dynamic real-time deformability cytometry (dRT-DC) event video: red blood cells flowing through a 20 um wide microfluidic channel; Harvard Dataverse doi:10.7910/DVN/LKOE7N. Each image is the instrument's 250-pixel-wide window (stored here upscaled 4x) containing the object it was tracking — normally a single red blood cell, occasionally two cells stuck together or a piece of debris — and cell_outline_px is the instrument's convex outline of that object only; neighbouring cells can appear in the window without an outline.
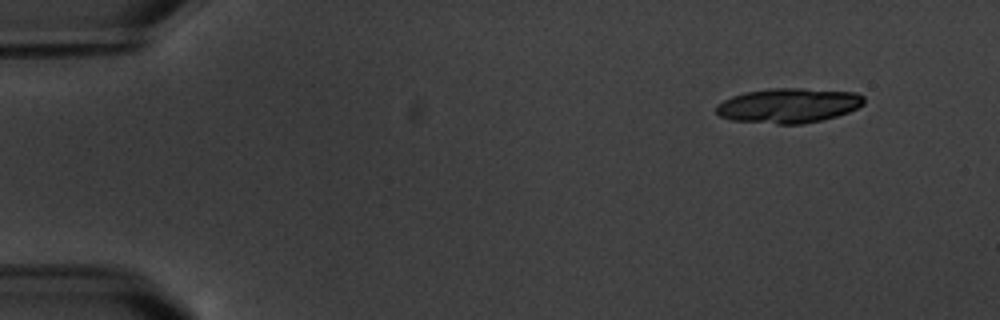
{"species": "common noctule bat (a hibernating species)", "species_latin": "Nyctalus noctula", "temperature_condition": "warm", "stored_images_in_passage": 4, "camera_frame_rate_fps": 3000, "um_per_image_px": 0.085, "animal": {"sex": "male", "body_mass_g": 20.1, "forearm_length_mm": 53.5}, "frame": {"image": 1, "passage_image": 2, "time_ms": 1.333, "image_size_px": [1000, 320], "cell_outline_px": [[864, 104], [848, 112], [836, 116], [820, 120], [800, 124], [776, 124], [732, 120], [720, 116], [716, 112], [716, 104], [732, 96], [744, 92], [772, 88], [800, 88], [856, 92], [864, 96]], "centroid_in_image_um": [67.01, 8.96], "position_along_channel_um": 18.0, "area_um2": 29.88}}